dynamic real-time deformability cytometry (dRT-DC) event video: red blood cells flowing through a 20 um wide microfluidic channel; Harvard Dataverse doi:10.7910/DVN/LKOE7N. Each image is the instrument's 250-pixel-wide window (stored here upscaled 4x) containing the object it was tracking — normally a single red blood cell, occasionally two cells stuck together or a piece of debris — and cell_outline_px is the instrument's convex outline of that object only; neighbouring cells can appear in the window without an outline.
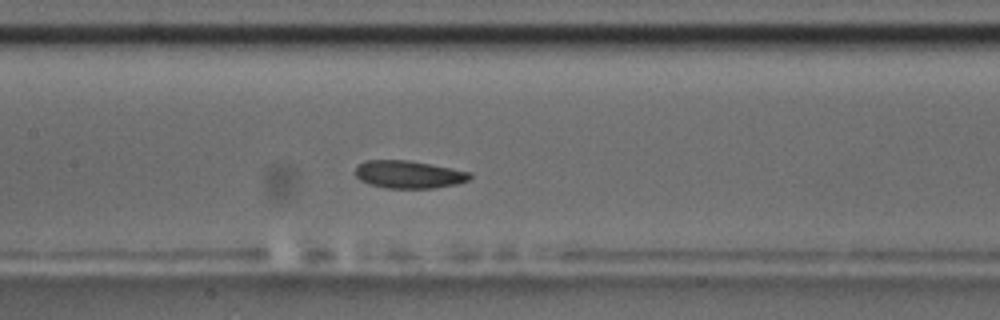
{"species": "common noctule bat (a hibernating species)", "species_latin": "Nyctalus noctula", "temperature_condition": "room temperature", "stored_images_in_passage": 51, "camera_frame_rate_fps": 3000, "um_per_image_px": 0.085, "animal": {"sex": "male", "body_mass_g": 17.5, "forearm_length_mm": 52.3}, "frame": {"image": 1, "passage_image": 22, "time_ms": 7.0, "image_size_px": [1000, 320], "cell_outline_px": [[472, 176], [468, 180], [456, 184], [436, 188], [388, 188], [368, 184], [360, 180], [356, 176], [356, 168], [364, 160], [408, 160], [468, 172]], "centroid_in_image_um": [34.7, 14.83], "position_along_channel_um": 172.7, "area_um2": 18.21}, "authors_computed_cell_mechanics": {"area_um2": 18.9006, "velocity_mm_per_s": 3.5619, "shape_relaxation_time_tau1_ms": 4.1442, "shape_relaxation_time_tau2_ms": null, "deformation_change_tau1": 0.0986, "deformation_change_tau2": null}}